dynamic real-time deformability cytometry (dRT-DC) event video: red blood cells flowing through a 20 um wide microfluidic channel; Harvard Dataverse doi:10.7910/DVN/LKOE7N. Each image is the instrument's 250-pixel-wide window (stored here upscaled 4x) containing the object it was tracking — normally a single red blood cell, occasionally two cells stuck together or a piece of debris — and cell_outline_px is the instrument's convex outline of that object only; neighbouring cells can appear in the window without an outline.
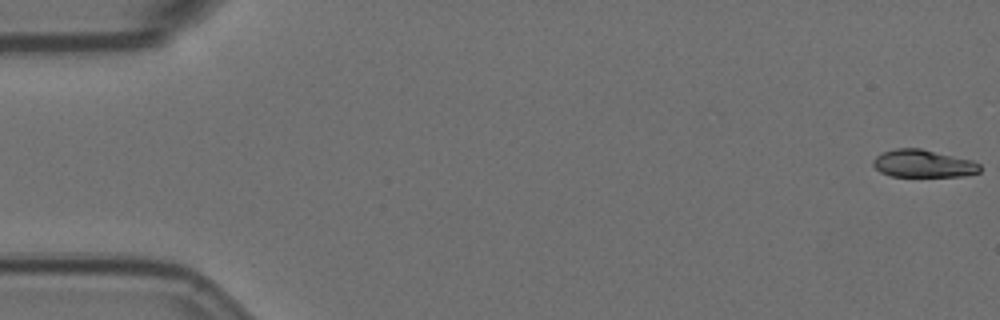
{"species": "Egyptian fruit bat (a non-hibernating species)", "species_latin": "Rousettus aegyptiacus", "temperature_condition": "room temperature", "stored_images_in_passage": 27, "camera_frame_rate_fps": 3000, "um_per_image_px": 0.085, "animal": {"sex": "female"}, "frame": {"image": 1, "passage_image": 1, "time_ms": 0.0, "image_size_px": [1000, 320], "cell_outline_px": [[980, 172], [960, 176], [892, 176], [880, 172], [872, 164], [872, 160], [880, 152], [896, 148], [920, 148], [972, 160], [980, 164]], "centroid_in_image_um": [78.44, 13.89], "position_along_channel_um": 6.6, "area_um2": 17.17}}
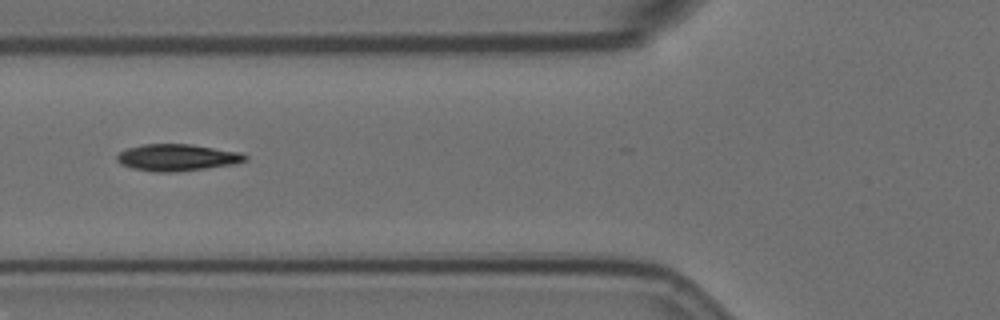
{"frame": {"image": 2, "passage_image": 22, "time_ms": 7.0, "image_size_px": [1000, 320], "cell_outline_px": [[248, 160], [236, 164], [176, 172], [152, 172], [132, 168], [120, 164], [116, 160], [116, 156], [120, 152], [128, 148], [144, 144], [192, 144], [240, 152], [248, 156]], "centroid_in_image_um": [15.07, 13.39], "position_along_channel_um": 110.7, "area_um2": 20.17}}
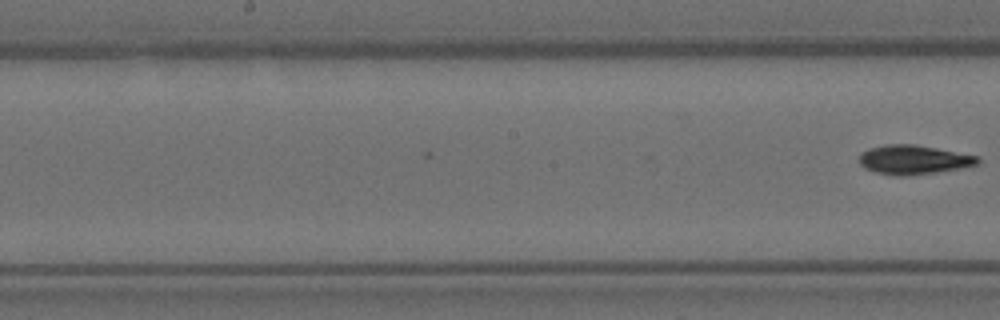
{"frame": {"image": 3, "passage_image": 27, "time_ms": 8.667, "image_size_px": [1000, 320], "cell_outline_px": [[980, 160], [976, 164], [960, 168], [936, 172], [908, 176], [896, 176], [876, 172], [864, 168], [860, 164], [860, 156], [868, 148], [888, 144], [912, 144], [936, 148], [980, 156]], "centroid_in_image_um": [77.65, 13.58], "position_along_channel_um": 170.5, "area_um2": 20.0}}